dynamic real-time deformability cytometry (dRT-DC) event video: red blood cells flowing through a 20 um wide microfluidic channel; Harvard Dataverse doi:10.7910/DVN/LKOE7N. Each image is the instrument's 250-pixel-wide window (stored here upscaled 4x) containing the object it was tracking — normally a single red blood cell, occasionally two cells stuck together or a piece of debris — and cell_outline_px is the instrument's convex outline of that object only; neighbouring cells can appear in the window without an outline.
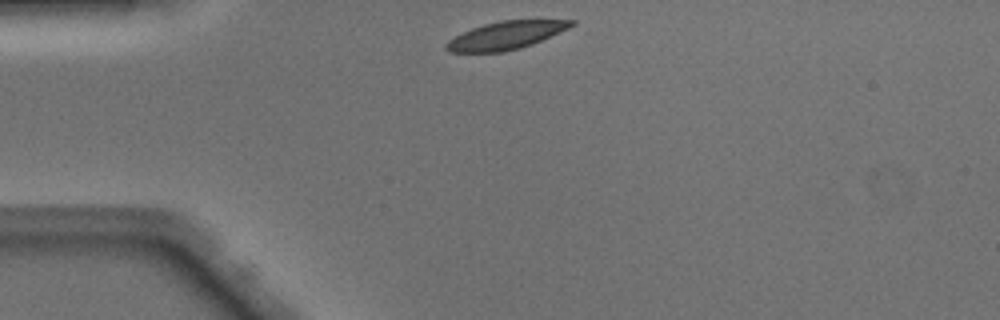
{"species": "Egyptian fruit bat (a non-hibernating species)", "species_latin": "Rousettus aegyptiacus", "temperature_condition": "warm", "stored_images_in_passage": 38, "camera_frame_rate_fps": 3000, "um_per_image_px": 0.085, "animal": {"sex": "male"}, "frame": {"image": 1, "passage_image": 1, "time_ms": 0.0, "image_size_px": [1000, 320], "cell_outline_px": [[576, 24], [568, 28], [532, 44], [520, 48], [504, 52], [452, 52], [444, 48], [444, 44], [448, 40], [472, 28], [484, 24], [500, 20], [576, 20]], "centroid_in_image_um": [42.98, 3.01], "position_along_channel_um": 42.0, "area_um2": 20.17}}
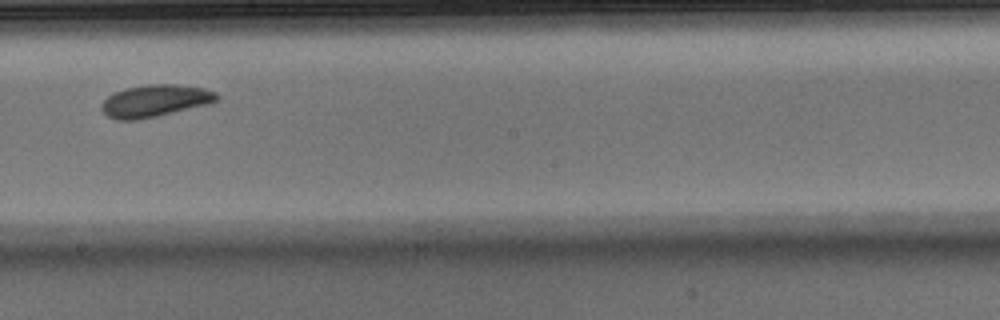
{"frame": {"image": 2, "passage_image": 17, "time_ms": 5.333, "image_size_px": [1000, 320], "cell_outline_px": [[220, 100], [208, 104], [140, 120], [116, 120], [108, 116], [100, 108], [100, 104], [108, 96], [124, 88], [148, 84], [176, 84], [204, 88], [216, 92], [220, 96]], "centroid_in_image_um": [13.19, 8.57], "position_along_channel_um": 235.0, "area_um2": 21.73}}
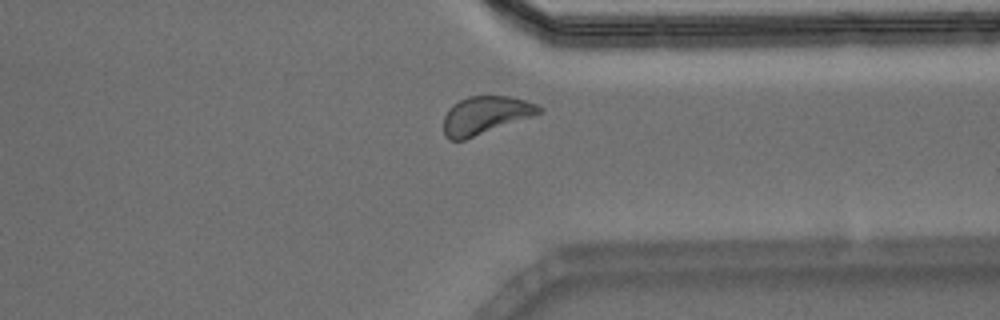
{"frame": {"image": 3, "passage_image": 27, "time_ms": 8.667, "image_size_px": [1000, 320], "cell_outline_px": [[544, 112], [464, 140], [448, 140], [444, 136], [444, 116], [448, 108], [452, 104], [468, 96], [508, 96], [524, 100], [536, 104], [544, 108]], "centroid_in_image_um": [41.24, 9.79], "position_along_channel_um": 370.2, "area_um2": 21.1}, "authors_computed_cell_mechanics": {"area_um2": 21.0681, "velocity_mm_per_s": 4.0876, "shape_relaxation_time_tau1_ms": 3.8554, "shape_relaxation_time_tau2_ms": null, "deformation_change_tau1": 0.1125, "deformation_change_tau2": null}}